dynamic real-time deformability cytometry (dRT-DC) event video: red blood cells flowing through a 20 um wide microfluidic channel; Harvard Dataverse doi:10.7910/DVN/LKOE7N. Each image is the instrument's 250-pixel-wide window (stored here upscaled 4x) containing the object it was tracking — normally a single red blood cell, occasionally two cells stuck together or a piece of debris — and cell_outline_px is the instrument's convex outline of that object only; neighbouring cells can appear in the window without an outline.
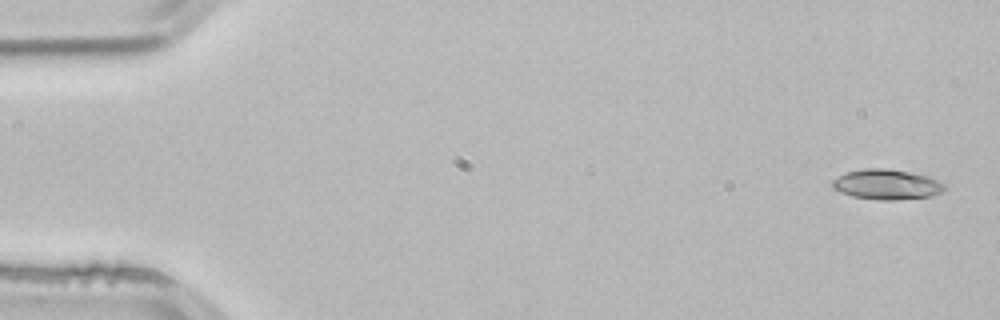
{"species": "common noctule bat (a hibernating species)", "species_latin": "Nyctalus noctula", "temperature_condition": "room temperature", "stored_images_in_passage": 4, "camera_frame_rate_fps": 3000, "um_per_image_px": 0.085, "animal": {"sex": "male", "body_mass_g": 21.5, "forearm_length_mm": 52.0}, "frame": {"image": 1, "passage_image": 4, "time_ms": 1.0, "image_size_px": [1000, 320], "cell_outline_px": [[948, 188], [932, 196], [896, 200], [880, 200], [852, 196], [840, 192], [832, 188], [832, 180], [848, 172], [864, 168], [884, 168], [908, 172], [928, 176], [944, 184]], "centroid_in_image_um": [75.37, 15.68], "position_along_channel_um": 9.6, "area_um2": 19.59}}